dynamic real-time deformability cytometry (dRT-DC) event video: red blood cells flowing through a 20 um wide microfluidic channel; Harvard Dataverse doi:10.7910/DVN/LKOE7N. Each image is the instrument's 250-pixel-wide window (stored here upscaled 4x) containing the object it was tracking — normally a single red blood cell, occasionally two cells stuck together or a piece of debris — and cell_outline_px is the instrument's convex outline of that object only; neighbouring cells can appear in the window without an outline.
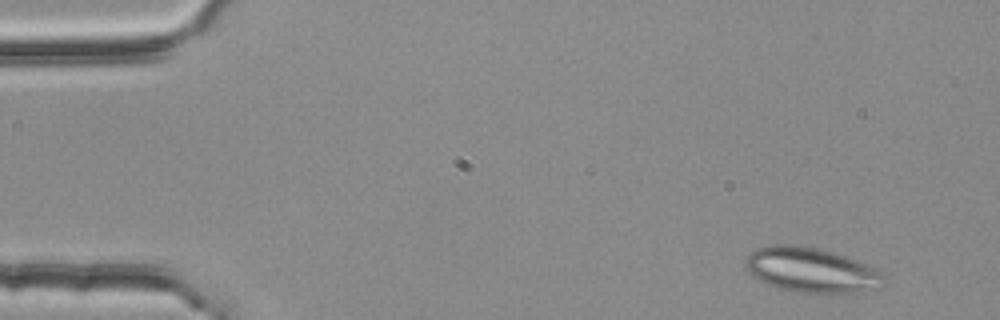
{"species": "common noctule bat (a hibernating species)", "species_latin": "Nyctalus noctula", "temperature_condition": "room temperature", "stored_images_in_passage": 50, "segment_of_instrument_passage": [1, 2], "camera_frame_rate_fps": 3000, "um_per_image_px": 0.085, "animal": {"sex": "female", "body_mass_g": 25.1}, "frame": {"image": 1, "passage_image": 3, "time_ms": 0.667, "image_size_px": [1000, 320], "cell_outline_px": [[888, 284], [884, 288], [856, 292], [792, 292], [776, 288], [752, 276], [748, 272], [744, 264], [748, 256], [756, 248], [772, 244], [792, 244], [820, 248], [856, 260], [888, 276]], "centroid_in_image_um": [68.99, 22.96], "position_along_channel_um": 16.0, "area_um2": 36.47}}